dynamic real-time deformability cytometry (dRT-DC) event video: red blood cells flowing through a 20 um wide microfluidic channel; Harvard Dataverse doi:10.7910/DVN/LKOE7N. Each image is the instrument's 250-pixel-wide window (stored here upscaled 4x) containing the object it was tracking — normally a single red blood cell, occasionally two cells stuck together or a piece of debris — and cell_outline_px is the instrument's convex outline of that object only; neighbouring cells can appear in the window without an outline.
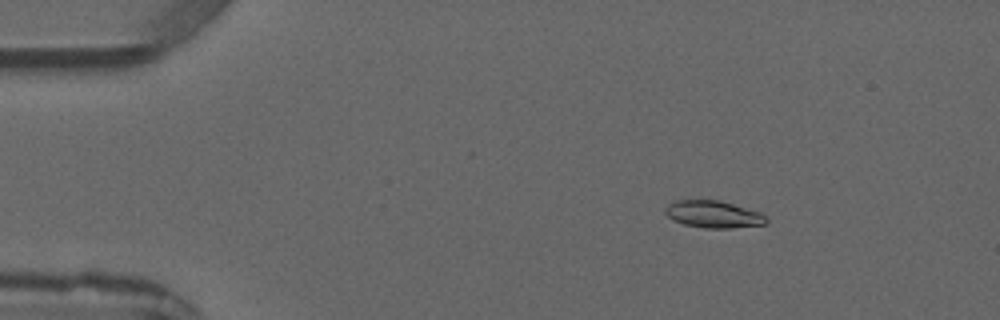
{"species": "common noctule bat (a hibernating species)", "species_latin": "Nyctalus noctula", "temperature_condition": "warm", "stored_images_in_passage": 5, "camera_frame_rate_fps": 3000, "um_per_image_px": 0.085, "animal": {"sex": "male", "forearm_length_mm": 52.5}, "frame": {"image": 1, "passage_image": 2, "time_ms": 1.333, "image_size_px": [1000, 320], "cell_outline_px": [[768, 220], [764, 224], [732, 228], [704, 228], [684, 224], [672, 220], [664, 212], [664, 208], [668, 204], [676, 200], [720, 200], [760, 212]], "centroid_in_image_um": [60.6, 18.21], "position_along_channel_um": 24.4, "area_um2": 15.95}}
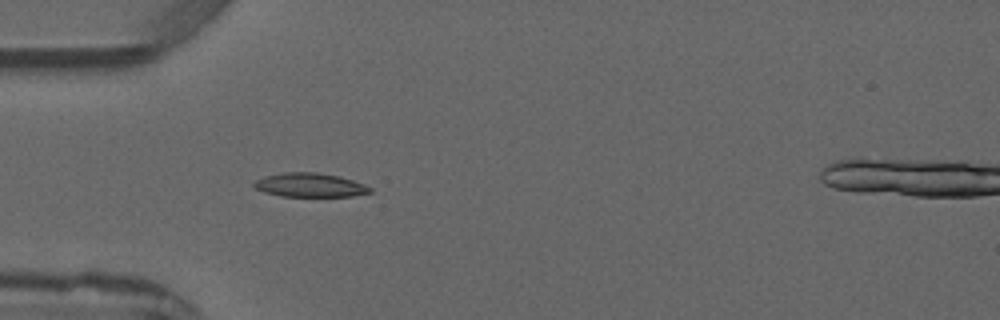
{"frame": {"image": 2, "passage_image": 4, "time_ms": 3.667, "image_size_px": [1000, 320], "cell_outline_px": [[372, 192], [352, 196], [280, 196], [264, 192], [256, 188], [252, 184], [256, 180], [264, 176], [284, 172], [316, 172], [340, 176], [364, 184], [372, 188]], "centroid_in_image_um": [26.34, 15.72], "position_along_channel_um": 58.7, "area_um2": 16.18}}